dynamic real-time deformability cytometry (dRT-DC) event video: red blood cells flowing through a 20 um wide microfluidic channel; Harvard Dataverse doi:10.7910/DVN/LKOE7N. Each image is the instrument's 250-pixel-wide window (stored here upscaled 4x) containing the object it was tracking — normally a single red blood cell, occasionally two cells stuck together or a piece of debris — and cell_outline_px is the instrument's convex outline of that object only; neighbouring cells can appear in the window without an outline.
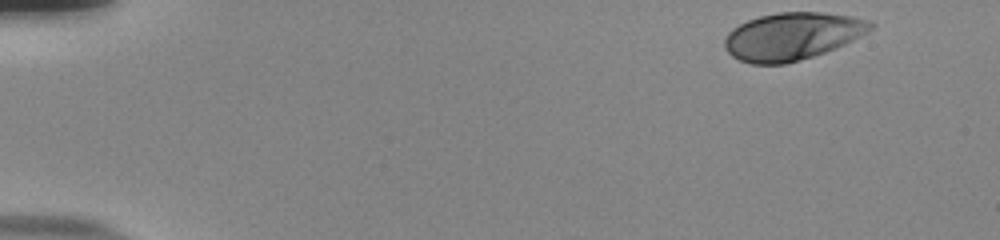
{"species": "human", "species_latin": "Homo sapiens", "temperature_condition": "room temperature", "stored_images_in_passage": 50, "camera_frame_rate_fps": 3000, "um_per_image_px": 0.085, "donor": {"sex": "male"}, "frame": {"image": 1, "passage_image": 1, "time_ms": 0.0, "image_size_px": [1000, 240], "cell_outline_px": [[876, 24], [868, 32], [844, 44], [824, 52], [800, 60], [784, 64], [752, 64], [740, 60], [732, 56], [724, 48], [724, 40], [728, 32], [732, 28], [748, 20], [760, 16], [776, 12], [820, 12], [852, 16], [868, 20]], "centroid_in_image_um": [67.32, 3.07], "position_along_channel_um": 17.7, "area_um2": 40.29}}
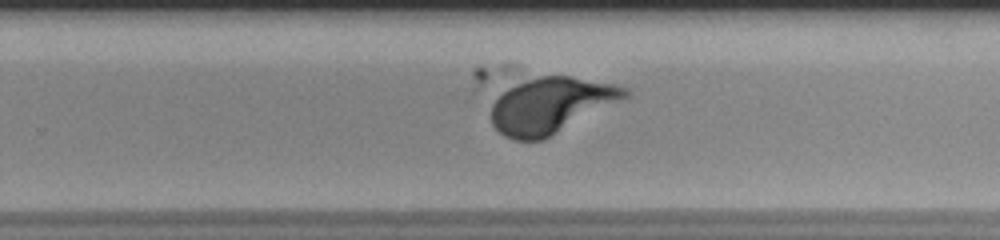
{"frame": {"image": 2, "passage_image": 32, "time_ms": 10.333, "image_size_px": [1000, 240], "cell_outline_px": [[628, 96], [544, 140], [512, 140], [504, 136], [492, 124], [492, 104], [508, 88], [528, 80], [540, 76], [568, 76], [612, 84], [628, 88]], "centroid_in_image_um": [46.81, 8.97], "position_along_channel_um": 283.0, "area_um2": 42.48}}
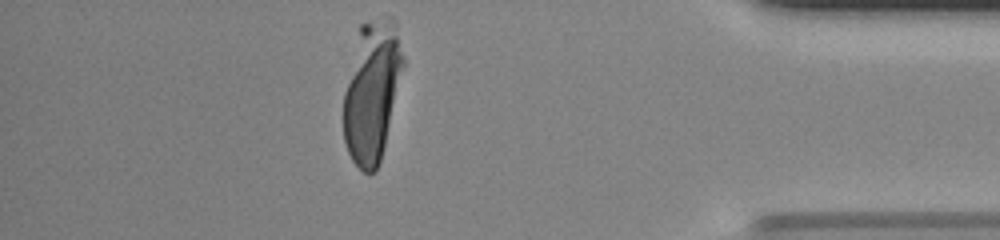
{"frame": {"image": 3, "passage_image": 44, "time_ms": 14.333, "image_size_px": [1000, 240], "cell_outline_px": [[404, 64], [380, 160], [376, 172], [364, 172], [352, 160], [348, 152], [344, 140], [344, 92], [360, 24], [388, 16], [392, 16], [396, 20], [404, 56]], "centroid_in_image_um": [31.62, 7.7], "position_along_channel_um": 403.6, "area_um2": 48.32}}